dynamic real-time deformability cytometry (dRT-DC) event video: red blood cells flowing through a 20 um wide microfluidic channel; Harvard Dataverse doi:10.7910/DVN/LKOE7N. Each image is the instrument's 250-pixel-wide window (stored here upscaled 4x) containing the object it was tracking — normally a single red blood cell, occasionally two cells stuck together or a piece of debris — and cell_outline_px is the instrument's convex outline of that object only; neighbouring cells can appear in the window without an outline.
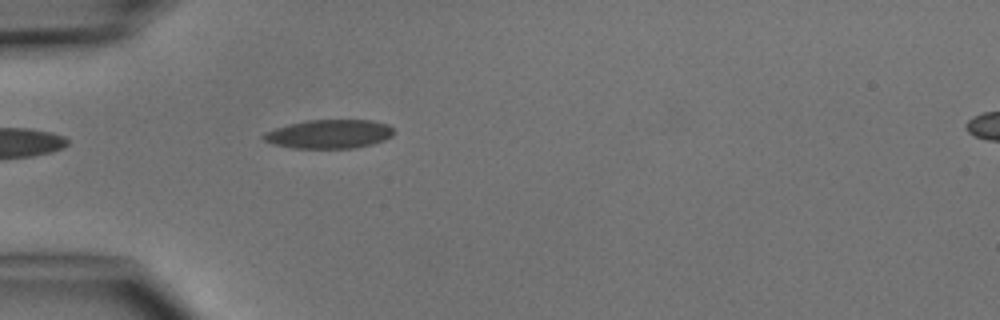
{"species": "common noctule bat (a hibernating species)", "species_latin": "Nyctalus noctula", "temperature_condition": "cold", "stored_images_in_passage": 2, "segment_of_instrument_passage": [1, 2], "camera_frame_rate_fps": 3000, "um_per_image_px": 0.085, "animal": {"sex": "male", "body_mass_g": 15.6}, "frame": {"image": 1, "passage_image": 1, "time_ms": 0.0, "image_size_px": [1000, 320], "cell_outline_px": [[396, 132], [392, 136], [384, 140], [372, 144], [356, 148], [292, 148], [276, 144], [264, 140], [260, 136], [264, 132], [288, 124], [308, 120], [372, 120], [388, 124]], "centroid_in_image_um": [28.0, 11.39], "position_along_channel_um": 57.0, "area_um2": 21.96}}